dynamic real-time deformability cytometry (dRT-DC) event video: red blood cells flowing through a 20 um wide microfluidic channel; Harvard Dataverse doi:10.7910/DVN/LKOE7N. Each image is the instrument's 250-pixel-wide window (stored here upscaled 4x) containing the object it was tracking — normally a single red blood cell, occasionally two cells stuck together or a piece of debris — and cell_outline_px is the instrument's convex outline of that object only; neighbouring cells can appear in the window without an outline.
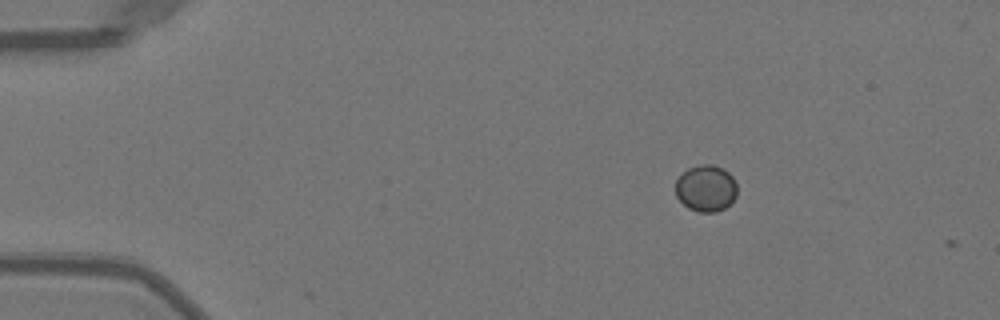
{"species": "Egyptian fruit bat (a non-hibernating species)", "species_latin": "Rousettus aegyptiacus", "temperature_condition": "warm", "stored_images_in_passage": 2, "camera_frame_rate_fps": 3000, "um_per_image_px": 0.085, "animal": {"sex": "female"}, "frame": {"image": 1, "passage_image": 1, "time_ms": 0.0, "image_size_px": [1000, 320], "cell_outline_px": [[736, 196], [724, 208], [716, 212], [700, 212], [688, 208], [676, 196], [676, 180], [688, 168], [700, 164], [712, 164], [724, 168], [732, 176], [736, 184]], "centroid_in_image_um": [60.0, 15.99], "position_along_channel_um": 25.0, "area_um2": 16.65}}